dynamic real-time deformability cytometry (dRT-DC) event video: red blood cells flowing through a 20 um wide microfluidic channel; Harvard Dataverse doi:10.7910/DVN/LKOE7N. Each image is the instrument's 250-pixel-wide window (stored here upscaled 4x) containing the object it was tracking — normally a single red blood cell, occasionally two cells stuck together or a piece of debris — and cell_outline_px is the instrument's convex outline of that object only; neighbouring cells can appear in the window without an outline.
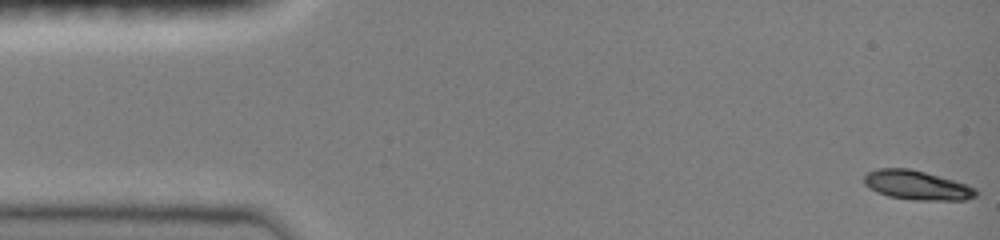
{"species": "common noctule bat (a hibernating species)", "species_latin": "Nyctalus noctula", "temperature_condition": "room temperature", "stored_images_in_passage": 3, "camera_frame_rate_fps": 3000, "um_per_image_px": 0.085, "animal": {"sex": "female", "body_mass_g": 19.0, "forearm_length_mm": 51.5}, "frame": {"image": 1, "passage_image": 1, "time_ms": 0.0, "image_size_px": [1000, 240], "cell_outline_px": [[980, 192], [976, 196], [964, 200], [912, 200], [888, 196], [876, 192], [864, 184], [864, 176], [868, 172], [876, 168], [908, 168], [924, 172], [968, 184], [976, 188]], "centroid_in_image_um": [77.95, 15.75], "position_along_channel_um": 7.1, "area_um2": 19.19}}